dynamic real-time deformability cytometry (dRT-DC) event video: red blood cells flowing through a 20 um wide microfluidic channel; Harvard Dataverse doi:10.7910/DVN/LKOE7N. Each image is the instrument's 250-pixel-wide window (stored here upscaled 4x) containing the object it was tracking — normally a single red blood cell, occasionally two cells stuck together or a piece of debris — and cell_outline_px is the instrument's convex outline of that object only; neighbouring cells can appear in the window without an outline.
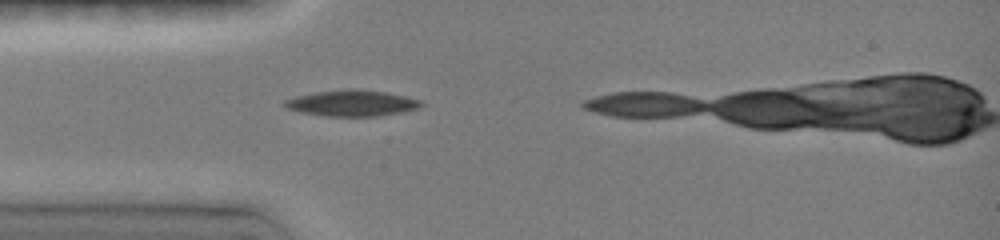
{"species": "common noctule bat (a hibernating species)", "species_latin": "Nyctalus noctula", "temperature_condition": "room temperature", "stored_images_in_passage": 3, "camera_frame_rate_fps": 3000, "um_per_image_px": 0.085, "animal": {"sex": "female", "body_mass_g": 19.0, "forearm_length_mm": 51.5}, "frame": {"image": 1, "passage_image": 2, "time_ms": 1.0, "image_size_px": [1000, 240], "cell_outline_px": [[424, 104], [420, 108], [404, 112], [380, 116], [324, 116], [300, 112], [288, 108], [284, 104], [284, 100], [296, 96], [316, 92], [384, 92], [424, 100]], "centroid_in_image_um": [29.98, 8.82], "position_along_channel_um": 55.0, "area_um2": 19.83}}